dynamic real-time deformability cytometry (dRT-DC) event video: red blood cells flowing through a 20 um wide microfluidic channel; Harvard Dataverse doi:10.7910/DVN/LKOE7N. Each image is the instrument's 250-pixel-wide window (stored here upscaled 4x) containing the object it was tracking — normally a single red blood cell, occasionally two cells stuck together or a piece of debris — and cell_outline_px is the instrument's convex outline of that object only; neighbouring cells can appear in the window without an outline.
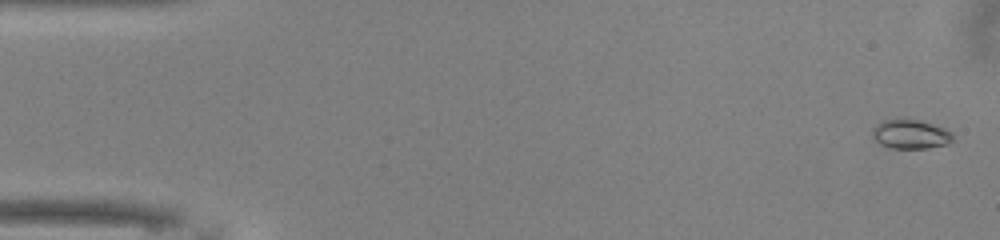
{"species": "common noctule bat (a hibernating species)", "species_latin": "Nyctalus noctula", "temperature_condition": "warm", "stored_images_in_passage": 51, "camera_frame_rate_fps": 3000, "um_per_image_px": 0.085, "animal": {"sex": "male", "body_mass_g": 13.0, "forearm_length_mm": 53.1}, "frame": {"image": 1, "passage_image": 2, "time_ms": 0.333, "image_size_px": [1000, 240], "cell_outline_px": [[952, 140], [948, 144], [928, 148], [892, 148], [880, 144], [872, 136], [872, 128], [876, 124], [884, 120], [920, 120], [944, 128], [952, 132]], "centroid_in_image_um": [77.39, 11.42], "position_along_channel_um": 7.6, "area_um2": 13.53}}
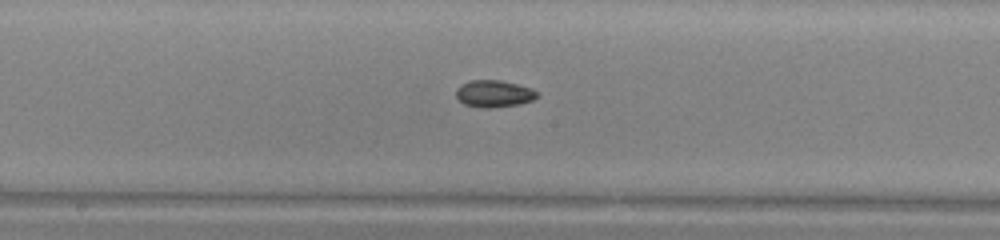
{"frame": {"image": 2, "passage_image": 27, "time_ms": 8.667, "image_size_px": [1000, 240], "cell_outline_px": [[540, 92], [532, 100], [516, 104], [488, 108], [480, 108], [464, 104], [456, 96], [456, 88], [460, 84], [468, 80], [500, 80], [532, 88]], "centroid_in_image_um": [41.95, 7.95], "position_along_channel_um": 206.3, "area_um2": 12.72}}
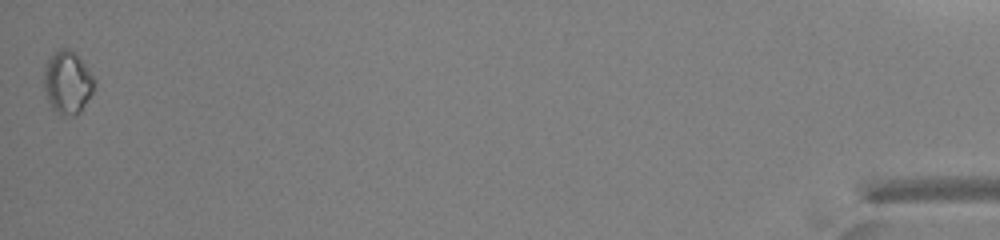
{"frame": {"image": 3, "passage_image": 51, "time_ms": 16.667, "image_size_px": [1000, 240], "cell_outline_px": [[96, 80], [92, 92], [80, 112], [72, 116], [60, 116], [52, 108], [48, 100], [44, 84], [44, 64], [60, 48], [68, 48], [76, 52], [88, 68]], "centroid_in_image_um": [5.75, 7.0], "position_along_channel_um": 429.5, "area_um2": 18.5}, "authors_computed_cell_mechanics": {"area_um2": 12.8316, "velocity_mm_per_s": 4.0606, "shape_relaxation_time_tau1_ms": 6.5258, "shape_relaxation_time_tau2_ms": 5.5087, "deformation_change_tau1": 0.0852, "deformation_change_tau2": 0.0849}}